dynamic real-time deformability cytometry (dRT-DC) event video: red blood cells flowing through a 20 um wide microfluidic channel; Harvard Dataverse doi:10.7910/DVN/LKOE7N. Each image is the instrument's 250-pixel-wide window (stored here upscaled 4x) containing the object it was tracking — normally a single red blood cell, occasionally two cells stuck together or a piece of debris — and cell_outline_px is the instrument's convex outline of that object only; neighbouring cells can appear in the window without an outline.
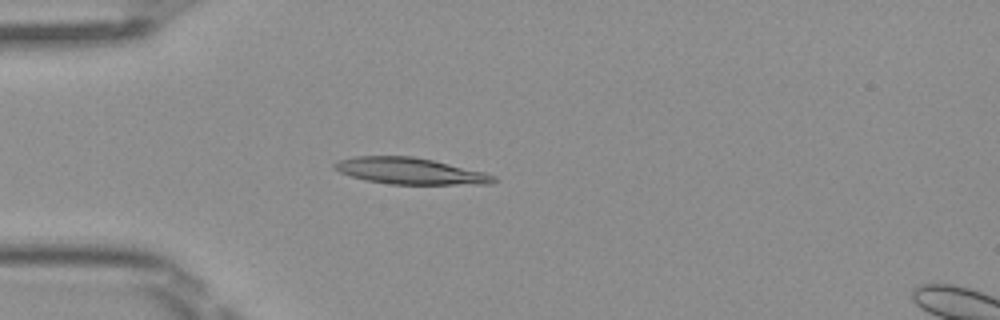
{"species": "Egyptian fruit bat (a non-hibernating species)", "species_latin": "Rousettus aegyptiacus", "temperature_condition": "room temperature", "stored_images_in_passage": 50, "camera_frame_rate_fps": 3000, "um_per_image_px": 0.085, "frame": {"image": 1, "passage_image": 14, "time_ms": 4.333, "image_size_px": [1000, 320], "cell_outline_px": [[496, 180], [492, 184], [392, 184], [364, 180], [340, 172], [332, 168], [332, 164], [336, 160], [356, 156], [412, 156], [432, 160], [484, 172], [496, 176]], "centroid_in_image_um": [34.81, 14.53], "position_along_channel_um": 50.2, "area_um2": 24.45}}
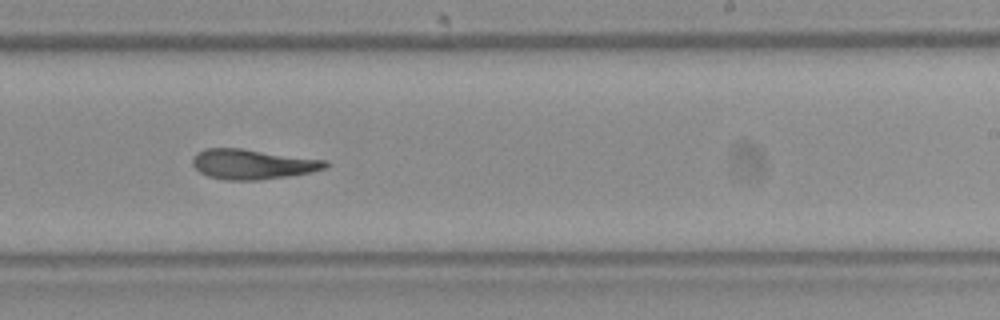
{"frame": {"image": 2, "passage_image": 31, "time_ms": 10.0, "image_size_px": [1000, 320], "cell_outline_px": [[328, 168], [312, 172], [288, 176], [256, 180], [224, 180], [208, 176], [200, 172], [192, 164], [192, 156], [196, 152], [204, 148], [240, 148], [328, 160]], "centroid_in_image_um": [21.47, 13.95], "position_along_channel_um": 267.5, "area_um2": 23.41}}
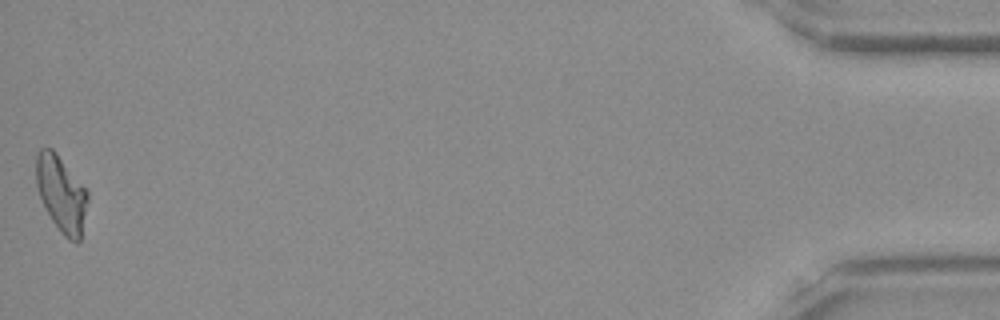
{"frame": {"image": 3, "passage_image": 50, "time_ms": 16.333, "image_size_px": [1000, 320], "cell_outline_px": [[88, 200], [80, 240], [76, 244], [68, 240], [60, 232], [52, 220], [40, 196], [36, 184], [36, 152], [40, 148], [52, 148], [56, 152], [88, 188]], "centroid_in_image_um": [5.23, 16.45], "position_along_channel_um": 430.0, "area_um2": 23.12}, "authors_computed_cell_mechanics": {"area_um2": 23.3801, "velocity_mm_per_s": 4.0592, "shape_relaxation_time_tau1_ms": null, "shape_relaxation_time_tau2_ms": 9.9565, "deformation_change_tau1": null, "deformation_change_tau2": 0.2181}}